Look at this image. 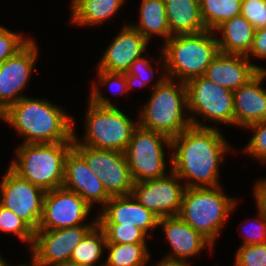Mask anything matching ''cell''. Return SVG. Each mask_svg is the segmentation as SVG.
Listing matches in <instances>:
<instances>
[{
    "mask_svg": "<svg viewBox=\"0 0 266 266\" xmlns=\"http://www.w3.org/2000/svg\"><path fill=\"white\" fill-rule=\"evenodd\" d=\"M31 38H25L22 33L13 32L0 25V63L14 56Z\"/></svg>",
    "mask_w": 266,
    "mask_h": 266,
    "instance_id": "34",
    "label": "cell"
},
{
    "mask_svg": "<svg viewBox=\"0 0 266 266\" xmlns=\"http://www.w3.org/2000/svg\"><path fill=\"white\" fill-rule=\"evenodd\" d=\"M266 70H260L243 86L233 90L234 125L242 128L266 120Z\"/></svg>",
    "mask_w": 266,
    "mask_h": 266,
    "instance_id": "20",
    "label": "cell"
},
{
    "mask_svg": "<svg viewBox=\"0 0 266 266\" xmlns=\"http://www.w3.org/2000/svg\"><path fill=\"white\" fill-rule=\"evenodd\" d=\"M110 196L132 194L134 180L124 152L73 145Z\"/></svg>",
    "mask_w": 266,
    "mask_h": 266,
    "instance_id": "10",
    "label": "cell"
},
{
    "mask_svg": "<svg viewBox=\"0 0 266 266\" xmlns=\"http://www.w3.org/2000/svg\"><path fill=\"white\" fill-rule=\"evenodd\" d=\"M72 147L73 142L20 144L9 167L44 191L61 188L65 158Z\"/></svg>",
    "mask_w": 266,
    "mask_h": 266,
    "instance_id": "6",
    "label": "cell"
},
{
    "mask_svg": "<svg viewBox=\"0 0 266 266\" xmlns=\"http://www.w3.org/2000/svg\"><path fill=\"white\" fill-rule=\"evenodd\" d=\"M102 207L97 215V224L134 225L149 238L151 232L158 227L159 217L141 205L133 194L111 196Z\"/></svg>",
    "mask_w": 266,
    "mask_h": 266,
    "instance_id": "18",
    "label": "cell"
},
{
    "mask_svg": "<svg viewBox=\"0 0 266 266\" xmlns=\"http://www.w3.org/2000/svg\"><path fill=\"white\" fill-rule=\"evenodd\" d=\"M164 3L172 35L196 34L206 30L199 0H164Z\"/></svg>",
    "mask_w": 266,
    "mask_h": 266,
    "instance_id": "23",
    "label": "cell"
},
{
    "mask_svg": "<svg viewBox=\"0 0 266 266\" xmlns=\"http://www.w3.org/2000/svg\"><path fill=\"white\" fill-rule=\"evenodd\" d=\"M233 266H266V243L240 245Z\"/></svg>",
    "mask_w": 266,
    "mask_h": 266,
    "instance_id": "35",
    "label": "cell"
},
{
    "mask_svg": "<svg viewBox=\"0 0 266 266\" xmlns=\"http://www.w3.org/2000/svg\"><path fill=\"white\" fill-rule=\"evenodd\" d=\"M158 227L164 229L168 241L166 244L171 247V253L166 254L165 258L188 262L205 247L213 251L214 246L178 215L159 218Z\"/></svg>",
    "mask_w": 266,
    "mask_h": 266,
    "instance_id": "19",
    "label": "cell"
},
{
    "mask_svg": "<svg viewBox=\"0 0 266 266\" xmlns=\"http://www.w3.org/2000/svg\"><path fill=\"white\" fill-rule=\"evenodd\" d=\"M0 266H9L8 262L6 261V259L4 260V257L2 258L1 255H0Z\"/></svg>",
    "mask_w": 266,
    "mask_h": 266,
    "instance_id": "41",
    "label": "cell"
},
{
    "mask_svg": "<svg viewBox=\"0 0 266 266\" xmlns=\"http://www.w3.org/2000/svg\"><path fill=\"white\" fill-rule=\"evenodd\" d=\"M47 100L24 96L0 114L24 137L21 144L73 142V116Z\"/></svg>",
    "mask_w": 266,
    "mask_h": 266,
    "instance_id": "2",
    "label": "cell"
},
{
    "mask_svg": "<svg viewBox=\"0 0 266 266\" xmlns=\"http://www.w3.org/2000/svg\"><path fill=\"white\" fill-rule=\"evenodd\" d=\"M162 178L134 183L132 194L146 209L159 218L177 216L186 189L185 184L172 171ZM180 180V182H179Z\"/></svg>",
    "mask_w": 266,
    "mask_h": 266,
    "instance_id": "14",
    "label": "cell"
},
{
    "mask_svg": "<svg viewBox=\"0 0 266 266\" xmlns=\"http://www.w3.org/2000/svg\"><path fill=\"white\" fill-rule=\"evenodd\" d=\"M214 31L173 35L160 47L167 78L187 82L204 76L206 69L220 52Z\"/></svg>",
    "mask_w": 266,
    "mask_h": 266,
    "instance_id": "4",
    "label": "cell"
},
{
    "mask_svg": "<svg viewBox=\"0 0 266 266\" xmlns=\"http://www.w3.org/2000/svg\"><path fill=\"white\" fill-rule=\"evenodd\" d=\"M124 3L125 0H72L70 21L78 26L101 25L112 19Z\"/></svg>",
    "mask_w": 266,
    "mask_h": 266,
    "instance_id": "24",
    "label": "cell"
},
{
    "mask_svg": "<svg viewBox=\"0 0 266 266\" xmlns=\"http://www.w3.org/2000/svg\"><path fill=\"white\" fill-rule=\"evenodd\" d=\"M250 56L266 59V27L255 30L253 44L246 57L251 60Z\"/></svg>",
    "mask_w": 266,
    "mask_h": 266,
    "instance_id": "38",
    "label": "cell"
},
{
    "mask_svg": "<svg viewBox=\"0 0 266 266\" xmlns=\"http://www.w3.org/2000/svg\"><path fill=\"white\" fill-rule=\"evenodd\" d=\"M230 149L217 127L190 126L171 139L170 169L186 181V188L217 187L219 165Z\"/></svg>",
    "mask_w": 266,
    "mask_h": 266,
    "instance_id": "1",
    "label": "cell"
},
{
    "mask_svg": "<svg viewBox=\"0 0 266 266\" xmlns=\"http://www.w3.org/2000/svg\"><path fill=\"white\" fill-rule=\"evenodd\" d=\"M16 266H34L33 262L31 261L30 264H25V263H21V264H17Z\"/></svg>",
    "mask_w": 266,
    "mask_h": 266,
    "instance_id": "43",
    "label": "cell"
},
{
    "mask_svg": "<svg viewBox=\"0 0 266 266\" xmlns=\"http://www.w3.org/2000/svg\"><path fill=\"white\" fill-rule=\"evenodd\" d=\"M243 55L224 54L219 52L206 69L204 76L214 83L236 90L252 79L265 67L255 65Z\"/></svg>",
    "mask_w": 266,
    "mask_h": 266,
    "instance_id": "21",
    "label": "cell"
},
{
    "mask_svg": "<svg viewBox=\"0 0 266 266\" xmlns=\"http://www.w3.org/2000/svg\"><path fill=\"white\" fill-rule=\"evenodd\" d=\"M59 266H83L81 264H76V263H73V262H67L65 264H61Z\"/></svg>",
    "mask_w": 266,
    "mask_h": 266,
    "instance_id": "42",
    "label": "cell"
},
{
    "mask_svg": "<svg viewBox=\"0 0 266 266\" xmlns=\"http://www.w3.org/2000/svg\"><path fill=\"white\" fill-rule=\"evenodd\" d=\"M149 41L134 27L123 25L121 31L107 46L96 68L106 72L125 73L131 63L142 57Z\"/></svg>",
    "mask_w": 266,
    "mask_h": 266,
    "instance_id": "16",
    "label": "cell"
},
{
    "mask_svg": "<svg viewBox=\"0 0 266 266\" xmlns=\"http://www.w3.org/2000/svg\"><path fill=\"white\" fill-rule=\"evenodd\" d=\"M63 188L77 193L91 207L105 205L111 196L103 183L88 167L85 159L72 147L65 158Z\"/></svg>",
    "mask_w": 266,
    "mask_h": 266,
    "instance_id": "17",
    "label": "cell"
},
{
    "mask_svg": "<svg viewBox=\"0 0 266 266\" xmlns=\"http://www.w3.org/2000/svg\"><path fill=\"white\" fill-rule=\"evenodd\" d=\"M165 147L171 152L167 136L140 125L135 128L124 152L134 183L167 175Z\"/></svg>",
    "mask_w": 266,
    "mask_h": 266,
    "instance_id": "9",
    "label": "cell"
},
{
    "mask_svg": "<svg viewBox=\"0 0 266 266\" xmlns=\"http://www.w3.org/2000/svg\"><path fill=\"white\" fill-rule=\"evenodd\" d=\"M255 30L241 15L223 22L214 30L221 35L217 38L220 52L247 56L253 44Z\"/></svg>",
    "mask_w": 266,
    "mask_h": 266,
    "instance_id": "22",
    "label": "cell"
},
{
    "mask_svg": "<svg viewBox=\"0 0 266 266\" xmlns=\"http://www.w3.org/2000/svg\"><path fill=\"white\" fill-rule=\"evenodd\" d=\"M0 231L13 233L31 249L35 231L18 215L0 205Z\"/></svg>",
    "mask_w": 266,
    "mask_h": 266,
    "instance_id": "31",
    "label": "cell"
},
{
    "mask_svg": "<svg viewBox=\"0 0 266 266\" xmlns=\"http://www.w3.org/2000/svg\"><path fill=\"white\" fill-rule=\"evenodd\" d=\"M38 53L37 44L32 38L14 56L0 63V114L25 96L21 92L35 69Z\"/></svg>",
    "mask_w": 266,
    "mask_h": 266,
    "instance_id": "15",
    "label": "cell"
},
{
    "mask_svg": "<svg viewBox=\"0 0 266 266\" xmlns=\"http://www.w3.org/2000/svg\"><path fill=\"white\" fill-rule=\"evenodd\" d=\"M222 186L186 188L178 216L213 246L237 200L223 193Z\"/></svg>",
    "mask_w": 266,
    "mask_h": 266,
    "instance_id": "5",
    "label": "cell"
},
{
    "mask_svg": "<svg viewBox=\"0 0 266 266\" xmlns=\"http://www.w3.org/2000/svg\"><path fill=\"white\" fill-rule=\"evenodd\" d=\"M240 15L255 29L266 27V0H242Z\"/></svg>",
    "mask_w": 266,
    "mask_h": 266,
    "instance_id": "36",
    "label": "cell"
},
{
    "mask_svg": "<svg viewBox=\"0 0 266 266\" xmlns=\"http://www.w3.org/2000/svg\"><path fill=\"white\" fill-rule=\"evenodd\" d=\"M161 58L163 71L154 82L149 100L138 112L136 122L172 139L191 126L190 117L184 115L188 113L187 87L185 82L166 77Z\"/></svg>",
    "mask_w": 266,
    "mask_h": 266,
    "instance_id": "3",
    "label": "cell"
},
{
    "mask_svg": "<svg viewBox=\"0 0 266 266\" xmlns=\"http://www.w3.org/2000/svg\"><path fill=\"white\" fill-rule=\"evenodd\" d=\"M254 186L253 197L255 198L256 207H258L266 216V178L257 180Z\"/></svg>",
    "mask_w": 266,
    "mask_h": 266,
    "instance_id": "39",
    "label": "cell"
},
{
    "mask_svg": "<svg viewBox=\"0 0 266 266\" xmlns=\"http://www.w3.org/2000/svg\"><path fill=\"white\" fill-rule=\"evenodd\" d=\"M186 87L191 126L215 128L213 125L208 126L198 121L196 117L199 115L205 122L211 120L217 125L218 123L234 125L232 90L210 81L205 76H198L187 81Z\"/></svg>",
    "mask_w": 266,
    "mask_h": 266,
    "instance_id": "8",
    "label": "cell"
},
{
    "mask_svg": "<svg viewBox=\"0 0 266 266\" xmlns=\"http://www.w3.org/2000/svg\"><path fill=\"white\" fill-rule=\"evenodd\" d=\"M206 30L214 31L223 22L239 16L242 0H199Z\"/></svg>",
    "mask_w": 266,
    "mask_h": 266,
    "instance_id": "27",
    "label": "cell"
},
{
    "mask_svg": "<svg viewBox=\"0 0 266 266\" xmlns=\"http://www.w3.org/2000/svg\"><path fill=\"white\" fill-rule=\"evenodd\" d=\"M150 62L152 60L142 56L131 63L129 69L125 72L128 91L133 87H145L151 79L153 80L154 68Z\"/></svg>",
    "mask_w": 266,
    "mask_h": 266,
    "instance_id": "32",
    "label": "cell"
},
{
    "mask_svg": "<svg viewBox=\"0 0 266 266\" xmlns=\"http://www.w3.org/2000/svg\"><path fill=\"white\" fill-rule=\"evenodd\" d=\"M254 134L245 145L243 151L250 157H255L260 163L266 164V120L246 127Z\"/></svg>",
    "mask_w": 266,
    "mask_h": 266,
    "instance_id": "33",
    "label": "cell"
},
{
    "mask_svg": "<svg viewBox=\"0 0 266 266\" xmlns=\"http://www.w3.org/2000/svg\"><path fill=\"white\" fill-rule=\"evenodd\" d=\"M106 236V244H147L149 237L134 225L98 224Z\"/></svg>",
    "mask_w": 266,
    "mask_h": 266,
    "instance_id": "30",
    "label": "cell"
},
{
    "mask_svg": "<svg viewBox=\"0 0 266 266\" xmlns=\"http://www.w3.org/2000/svg\"><path fill=\"white\" fill-rule=\"evenodd\" d=\"M95 225L58 230H36L31 251L34 266H59L70 262L73 250Z\"/></svg>",
    "mask_w": 266,
    "mask_h": 266,
    "instance_id": "12",
    "label": "cell"
},
{
    "mask_svg": "<svg viewBox=\"0 0 266 266\" xmlns=\"http://www.w3.org/2000/svg\"><path fill=\"white\" fill-rule=\"evenodd\" d=\"M92 207L77 193L63 187L46 191L43 215L37 230H58L78 225H96L97 216L84 223Z\"/></svg>",
    "mask_w": 266,
    "mask_h": 266,
    "instance_id": "13",
    "label": "cell"
},
{
    "mask_svg": "<svg viewBox=\"0 0 266 266\" xmlns=\"http://www.w3.org/2000/svg\"><path fill=\"white\" fill-rule=\"evenodd\" d=\"M138 25L130 24L137 29L149 42L152 36L168 41L173 35L168 26L164 0H141Z\"/></svg>",
    "mask_w": 266,
    "mask_h": 266,
    "instance_id": "25",
    "label": "cell"
},
{
    "mask_svg": "<svg viewBox=\"0 0 266 266\" xmlns=\"http://www.w3.org/2000/svg\"><path fill=\"white\" fill-rule=\"evenodd\" d=\"M106 243L103 229L96 224L73 250L70 262L83 266H104L105 263H96L103 258Z\"/></svg>",
    "mask_w": 266,
    "mask_h": 266,
    "instance_id": "26",
    "label": "cell"
},
{
    "mask_svg": "<svg viewBox=\"0 0 266 266\" xmlns=\"http://www.w3.org/2000/svg\"><path fill=\"white\" fill-rule=\"evenodd\" d=\"M152 266H190V263L183 260H174L163 257L161 261H159L157 264L153 265V262L151 263Z\"/></svg>",
    "mask_w": 266,
    "mask_h": 266,
    "instance_id": "40",
    "label": "cell"
},
{
    "mask_svg": "<svg viewBox=\"0 0 266 266\" xmlns=\"http://www.w3.org/2000/svg\"><path fill=\"white\" fill-rule=\"evenodd\" d=\"M87 103L84 138L80 141L74 129L73 145L125 152L138 122L130 119L117 105L102 107L89 100Z\"/></svg>",
    "mask_w": 266,
    "mask_h": 266,
    "instance_id": "7",
    "label": "cell"
},
{
    "mask_svg": "<svg viewBox=\"0 0 266 266\" xmlns=\"http://www.w3.org/2000/svg\"><path fill=\"white\" fill-rule=\"evenodd\" d=\"M0 181V205L11 210L36 231L43 215L46 191L21 178L10 167Z\"/></svg>",
    "mask_w": 266,
    "mask_h": 266,
    "instance_id": "11",
    "label": "cell"
},
{
    "mask_svg": "<svg viewBox=\"0 0 266 266\" xmlns=\"http://www.w3.org/2000/svg\"><path fill=\"white\" fill-rule=\"evenodd\" d=\"M257 211V217L253 218L252 222H250V224H252L249 225L248 222L246 223L248 224V230L242 232L245 234L243 235L244 241L241 245H256L266 243V216L258 207Z\"/></svg>",
    "mask_w": 266,
    "mask_h": 266,
    "instance_id": "37",
    "label": "cell"
},
{
    "mask_svg": "<svg viewBox=\"0 0 266 266\" xmlns=\"http://www.w3.org/2000/svg\"><path fill=\"white\" fill-rule=\"evenodd\" d=\"M97 76L98 80H93L92 82V90L89 93L88 100L95 105L102 106V107H115L114 103H111L109 99H107L101 92V85L102 86H109V88H118L117 94L123 95L125 92H128V88L126 85V75L125 73H118V72H106L103 70L97 69ZM98 81V83L96 82ZM111 89V90H112ZM110 90V91H111ZM115 92L112 94L115 95Z\"/></svg>",
    "mask_w": 266,
    "mask_h": 266,
    "instance_id": "29",
    "label": "cell"
},
{
    "mask_svg": "<svg viewBox=\"0 0 266 266\" xmlns=\"http://www.w3.org/2000/svg\"><path fill=\"white\" fill-rule=\"evenodd\" d=\"M147 244H106L104 266H147L150 251Z\"/></svg>",
    "mask_w": 266,
    "mask_h": 266,
    "instance_id": "28",
    "label": "cell"
}]
</instances>
